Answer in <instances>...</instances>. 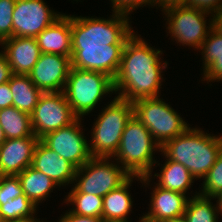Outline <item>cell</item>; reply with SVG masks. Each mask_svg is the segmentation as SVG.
<instances>
[{
  "mask_svg": "<svg viewBox=\"0 0 222 222\" xmlns=\"http://www.w3.org/2000/svg\"><path fill=\"white\" fill-rule=\"evenodd\" d=\"M218 199L217 200V204H218V209H219V212L221 213L220 215L222 216V192L219 194V195H217L216 197H215V199Z\"/></svg>",
  "mask_w": 222,
  "mask_h": 222,
  "instance_id": "ab89813d",
  "label": "cell"
},
{
  "mask_svg": "<svg viewBox=\"0 0 222 222\" xmlns=\"http://www.w3.org/2000/svg\"><path fill=\"white\" fill-rule=\"evenodd\" d=\"M161 146L150 131L134 116L128 120L123 131L119 148L114 157L131 176H140L143 184H148L152 176V166L156 163L153 152ZM119 160V161H118Z\"/></svg>",
  "mask_w": 222,
  "mask_h": 222,
  "instance_id": "3957f363",
  "label": "cell"
},
{
  "mask_svg": "<svg viewBox=\"0 0 222 222\" xmlns=\"http://www.w3.org/2000/svg\"><path fill=\"white\" fill-rule=\"evenodd\" d=\"M8 82L13 106L31 115L43 92L30 80L29 75L13 74Z\"/></svg>",
  "mask_w": 222,
  "mask_h": 222,
  "instance_id": "44dd1931",
  "label": "cell"
},
{
  "mask_svg": "<svg viewBox=\"0 0 222 222\" xmlns=\"http://www.w3.org/2000/svg\"><path fill=\"white\" fill-rule=\"evenodd\" d=\"M62 14L49 10L43 0H16L13 37H36Z\"/></svg>",
  "mask_w": 222,
  "mask_h": 222,
  "instance_id": "7c38bea8",
  "label": "cell"
},
{
  "mask_svg": "<svg viewBox=\"0 0 222 222\" xmlns=\"http://www.w3.org/2000/svg\"><path fill=\"white\" fill-rule=\"evenodd\" d=\"M185 5L206 11L212 15L222 11V0H187Z\"/></svg>",
  "mask_w": 222,
  "mask_h": 222,
  "instance_id": "d6a6232c",
  "label": "cell"
},
{
  "mask_svg": "<svg viewBox=\"0 0 222 222\" xmlns=\"http://www.w3.org/2000/svg\"><path fill=\"white\" fill-rule=\"evenodd\" d=\"M22 194V186L17 175L0 176V205L3 201L13 200Z\"/></svg>",
  "mask_w": 222,
  "mask_h": 222,
  "instance_id": "4dcf8cb0",
  "label": "cell"
},
{
  "mask_svg": "<svg viewBox=\"0 0 222 222\" xmlns=\"http://www.w3.org/2000/svg\"><path fill=\"white\" fill-rule=\"evenodd\" d=\"M17 176L20 179L23 193L36 207L49 196L51 190L58 186L50 177L31 166Z\"/></svg>",
  "mask_w": 222,
  "mask_h": 222,
  "instance_id": "603a6c76",
  "label": "cell"
},
{
  "mask_svg": "<svg viewBox=\"0 0 222 222\" xmlns=\"http://www.w3.org/2000/svg\"><path fill=\"white\" fill-rule=\"evenodd\" d=\"M113 12L129 15L130 12L144 5H155V0H110Z\"/></svg>",
  "mask_w": 222,
  "mask_h": 222,
  "instance_id": "1f68e13d",
  "label": "cell"
},
{
  "mask_svg": "<svg viewBox=\"0 0 222 222\" xmlns=\"http://www.w3.org/2000/svg\"><path fill=\"white\" fill-rule=\"evenodd\" d=\"M36 208L23 193L13 200L3 201L0 205V213L4 222H41L34 218Z\"/></svg>",
  "mask_w": 222,
  "mask_h": 222,
  "instance_id": "484cf974",
  "label": "cell"
},
{
  "mask_svg": "<svg viewBox=\"0 0 222 222\" xmlns=\"http://www.w3.org/2000/svg\"><path fill=\"white\" fill-rule=\"evenodd\" d=\"M150 212L142 216L139 222H163L181 216L186 211V195L155 186L151 193Z\"/></svg>",
  "mask_w": 222,
  "mask_h": 222,
  "instance_id": "ac0fdd59",
  "label": "cell"
},
{
  "mask_svg": "<svg viewBox=\"0 0 222 222\" xmlns=\"http://www.w3.org/2000/svg\"><path fill=\"white\" fill-rule=\"evenodd\" d=\"M109 161L110 157H92L77 168L74 181L78 183L74 184V188L80 193L104 197L124 184L131 175L123 167Z\"/></svg>",
  "mask_w": 222,
  "mask_h": 222,
  "instance_id": "ba28073f",
  "label": "cell"
},
{
  "mask_svg": "<svg viewBox=\"0 0 222 222\" xmlns=\"http://www.w3.org/2000/svg\"><path fill=\"white\" fill-rule=\"evenodd\" d=\"M203 180V187H201L203 189L202 193H199L200 195L214 199L222 192V151Z\"/></svg>",
  "mask_w": 222,
  "mask_h": 222,
  "instance_id": "f1b7e54d",
  "label": "cell"
},
{
  "mask_svg": "<svg viewBox=\"0 0 222 222\" xmlns=\"http://www.w3.org/2000/svg\"><path fill=\"white\" fill-rule=\"evenodd\" d=\"M0 126L6 139L35 136L31 125V115L14 106L0 109Z\"/></svg>",
  "mask_w": 222,
  "mask_h": 222,
  "instance_id": "d4e9b609",
  "label": "cell"
},
{
  "mask_svg": "<svg viewBox=\"0 0 222 222\" xmlns=\"http://www.w3.org/2000/svg\"><path fill=\"white\" fill-rule=\"evenodd\" d=\"M68 104L77 118L87 115L100 99L114 93L113 79L101 72L71 67L64 89Z\"/></svg>",
  "mask_w": 222,
  "mask_h": 222,
  "instance_id": "8992f818",
  "label": "cell"
},
{
  "mask_svg": "<svg viewBox=\"0 0 222 222\" xmlns=\"http://www.w3.org/2000/svg\"><path fill=\"white\" fill-rule=\"evenodd\" d=\"M59 222H105L102 218L87 217L73 214L70 211L63 215Z\"/></svg>",
  "mask_w": 222,
  "mask_h": 222,
  "instance_id": "e575fe53",
  "label": "cell"
},
{
  "mask_svg": "<svg viewBox=\"0 0 222 222\" xmlns=\"http://www.w3.org/2000/svg\"><path fill=\"white\" fill-rule=\"evenodd\" d=\"M124 46L72 49L71 67L101 72L114 79L120 66Z\"/></svg>",
  "mask_w": 222,
  "mask_h": 222,
  "instance_id": "5bb4252c",
  "label": "cell"
},
{
  "mask_svg": "<svg viewBox=\"0 0 222 222\" xmlns=\"http://www.w3.org/2000/svg\"><path fill=\"white\" fill-rule=\"evenodd\" d=\"M39 138L6 139L0 146V175H18L31 166Z\"/></svg>",
  "mask_w": 222,
  "mask_h": 222,
  "instance_id": "9a60e30c",
  "label": "cell"
},
{
  "mask_svg": "<svg viewBox=\"0 0 222 222\" xmlns=\"http://www.w3.org/2000/svg\"><path fill=\"white\" fill-rule=\"evenodd\" d=\"M41 53L72 56L71 16L62 14L36 37Z\"/></svg>",
  "mask_w": 222,
  "mask_h": 222,
  "instance_id": "d6986e66",
  "label": "cell"
},
{
  "mask_svg": "<svg viewBox=\"0 0 222 222\" xmlns=\"http://www.w3.org/2000/svg\"><path fill=\"white\" fill-rule=\"evenodd\" d=\"M160 174L154 176L159 177L156 185L160 188L175 191L186 195L188 188L194 182V176L182 164L166 159Z\"/></svg>",
  "mask_w": 222,
  "mask_h": 222,
  "instance_id": "cb8c5ba5",
  "label": "cell"
},
{
  "mask_svg": "<svg viewBox=\"0 0 222 222\" xmlns=\"http://www.w3.org/2000/svg\"><path fill=\"white\" fill-rule=\"evenodd\" d=\"M213 30L222 36V11L211 15Z\"/></svg>",
  "mask_w": 222,
  "mask_h": 222,
  "instance_id": "8d00e7d4",
  "label": "cell"
},
{
  "mask_svg": "<svg viewBox=\"0 0 222 222\" xmlns=\"http://www.w3.org/2000/svg\"><path fill=\"white\" fill-rule=\"evenodd\" d=\"M187 0H155V6L159 4L158 6L163 9L171 6H176V5H185Z\"/></svg>",
  "mask_w": 222,
  "mask_h": 222,
  "instance_id": "74e56055",
  "label": "cell"
},
{
  "mask_svg": "<svg viewBox=\"0 0 222 222\" xmlns=\"http://www.w3.org/2000/svg\"><path fill=\"white\" fill-rule=\"evenodd\" d=\"M133 33L126 41L120 66L113 79L114 91L121 98L134 102L142 98L160 97L162 72L167 62L161 63L160 49H154ZM139 37V38H138Z\"/></svg>",
  "mask_w": 222,
  "mask_h": 222,
  "instance_id": "6da1fadb",
  "label": "cell"
},
{
  "mask_svg": "<svg viewBox=\"0 0 222 222\" xmlns=\"http://www.w3.org/2000/svg\"><path fill=\"white\" fill-rule=\"evenodd\" d=\"M160 151L165 158L184 165L197 178H204L222 151V136H211L197 128H188L168 140Z\"/></svg>",
  "mask_w": 222,
  "mask_h": 222,
  "instance_id": "7a4b0ae2",
  "label": "cell"
},
{
  "mask_svg": "<svg viewBox=\"0 0 222 222\" xmlns=\"http://www.w3.org/2000/svg\"><path fill=\"white\" fill-rule=\"evenodd\" d=\"M80 119L82 118H77L70 125L49 132L40 139L48 148L76 168L82 167L92 158L89 144L81 130Z\"/></svg>",
  "mask_w": 222,
  "mask_h": 222,
  "instance_id": "8fae6325",
  "label": "cell"
},
{
  "mask_svg": "<svg viewBox=\"0 0 222 222\" xmlns=\"http://www.w3.org/2000/svg\"><path fill=\"white\" fill-rule=\"evenodd\" d=\"M13 75L11 67L2 52H0V84L6 83Z\"/></svg>",
  "mask_w": 222,
  "mask_h": 222,
  "instance_id": "d590c367",
  "label": "cell"
},
{
  "mask_svg": "<svg viewBox=\"0 0 222 222\" xmlns=\"http://www.w3.org/2000/svg\"><path fill=\"white\" fill-rule=\"evenodd\" d=\"M163 222H188V220H187L185 214H183L181 216H178V217H175L173 219H169V220H166Z\"/></svg>",
  "mask_w": 222,
  "mask_h": 222,
  "instance_id": "f35d334b",
  "label": "cell"
},
{
  "mask_svg": "<svg viewBox=\"0 0 222 222\" xmlns=\"http://www.w3.org/2000/svg\"><path fill=\"white\" fill-rule=\"evenodd\" d=\"M162 11L167 17L166 29L169 31L167 33H170L176 42L197 49L201 48L203 41L213 28L212 19L209 21V26L205 20L210 13L186 5L171 6Z\"/></svg>",
  "mask_w": 222,
  "mask_h": 222,
  "instance_id": "9c48e42d",
  "label": "cell"
},
{
  "mask_svg": "<svg viewBox=\"0 0 222 222\" xmlns=\"http://www.w3.org/2000/svg\"><path fill=\"white\" fill-rule=\"evenodd\" d=\"M0 45L13 74L28 75L41 56L35 37H11Z\"/></svg>",
  "mask_w": 222,
  "mask_h": 222,
  "instance_id": "e0dca14e",
  "label": "cell"
},
{
  "mask_svg": "<svg viewBox=\"0 0 222 222\" xmlns=\"http://www.w3.org/2000/svg\"><path fill=\"white\" fill-rule=\"evenodd\" d=\"M6 138L4 136L3 130L0 126V146L5 142Z\"/></svg>",
  "mask_w": 222,
  "mask_h": 222,
  "instance_id": "60d3db41",
  "label": "cell"
},
{
  "mask_svg": "<svg viewBox=\"0 0 222 222\" xmlns=\"http://www.w3.org/2000/svg\"><path fill=\"white\" fill-rule=\"evenodd\" d=\"M13 106V96L9 82L0 84V109Z\"/></svg>",
  "mask_w": 222,
  "mask_h": 222,
  "instance_id": "836d02e7",
  "label": "cell"
},
{
  "mask_svg": "<svg viewBox=\"0 0 222 222\" xmlns=\"http://www.w3.org/2000/svg\"><path fill=\"white\" fill-rule=\"evenodd\" d=\"M110 19L71 16L72 49L125 45L134 33L126 14L115 13Z\"/></svg>",
  "mask_w": 222,
  "mask_h": 222,
  "instance_id": "277c9868",
  "label": "cell"
},
{
  "mask_svg": "<svg viewBox=\"0 0 222 222\" xmlns=\"http://www.w3.org/2000/svg\"><path fill=\"white\" fill-rule=\"evenodd\" d=\"M185 216L188 222H217L219 212L218 204L212 206L211 197H205L196 193L189 198Z\"/></svg>",
  "mask_w": 222,
  "mask_h": 222,
  "instance_id": "83f0119b",
  "label": "cell"
},
{
  "mask_svg": "<svg viewBox=\"0 0 222 222\" xmlns=\"http://www.w3.org/2000/svg\"><path fill=\"white\" fill-rule=\"evenodd\" d=\"M133 115L130 101L115 97L98 116L91 133L89 145L92 157H110L117 152L123 131Z\"/></svg>",
  "mask_w": 222,
  "mask_h": 222,
  "instance_id": "5b68a950",
  "label": "cell"
},
{
  "mask_svg": "<svg viewBox=\"0 0 222 222\" xmlns=\"http://www.w3.org/2000/svg\"><path fill=\"white\" fill-rule=\"evenodd\" d=\"M162 100L151 97L132 102L133 115L150 131L160 146L189 128L184 119Z\"/></svg>",
  "mask_w": 222,
  "mask_h": 222,
  "instance_id": "52a82bcc",
  "label": "cell"
},
{
  "mask_svg": "<svg viewBox=\"0 0 222 222\" xmlns=\"http://www.w3.org/2000/svg\"><path fill=\"white\" fill-rule=\"evenodd\" d=\"M70 69V57L41 53L28 75L42 92H63Z\"/></svg>",
  "mask_w": 222,
  "mask_h": 222,
  "instance_id": "4fadbf2b",
  "label": "cell"
},
{
  "mask_svg": "<svg viewBox=\"0 0 222 222\" xmlns=\"http://www.w3.org/2000/svg\"><path fill=\"white\" fill-rule=\"evenodd\" d=\"M76 119L64 92H43L31 114V125L34 135L41 139Z\"/></svg>",
  "mask_w": 222,
  "mask_h": 222,
  "instance_id": "30bf717a",
  "label": "cell"
},
{
  "mask_svg": "<svg viewBox=\"0 0 222 222\" xmlns=\"http://www.w3.org/2000/svg\"><path fill=\"white\" fill-rule=\"evenodd\" d=\"M199 50L204 59V81H222V36L212 29Z\"/></svg>",
  "mask_w": 222,
  "mask_h": 222,
  "instance_id": "7402d4cb",
  "label": "cell"
},
{
  "mask_svg": "<svg viewBox=\"0 0 222 222\" xmlns=\"http://www.w3.org/2000/svg\"><path fill=\"white\" fill-rule=\"evenodd\" d=\"M75 207L70 209L73 214L102 218L103 197L87 193H80L74 187L65 199Z\"/></svg>",
  "mask_w": 222,
  "mask_h": 222,
  "instance_id": "4316f807",
  "label": "cell"
},
{
  "mask_svg": "<svg viewBox=\"0 0 222 222\" xmlns=\"http://www.w3.org/2000/svg\"><path fill=\"white\" fill-rule=\"evenodd\" d=\"M31 167L43 172L59 187L72 184L77 169L68 160L48 148L41 140L36 145Z\"/></svg>",
  "mask_w": 222,
  "mask_h": 222,
  "instance_id": "2e32d148",
  "label": "cell"
},
{
  "mask_svg": "<svg viewBox=\"0 0 222 222\" xmlns=\"http://www.w3.org/2000/svg\"><path fill=\"white\" fill-rule=\"evenodd\" d=\"M0 222H4V221H3V218H2V216H1V213H0Z\"/></svg>",
  "mask_w": 222,
  "mask_h": 222,
  "instance_id": "b9f144b4",
  "label": "cell"
},
{
  "mask_svg": "<svg viewBox=\"0 0 222 222\" xmlns=\"http://www.w3.org/2000/svg\"><path fill=\"white\" fill-rule=\"evenodd\" d=\"M134 178L139 180L140 176H131L124 184L103 197L102 219L105 222L129 221L127 216L132 211L133 201L128 189Z\"/></svg>",
  "mask_w": 222,
  "mask_h": 222,
  "instance_id": "ffe728a7",
  "label": "cell"
},
{
  "mask_svg": "<svg viewBox=\"0 0 222 222\" xmlns=\"http://www.w3.org/2000/svg\"><path fill=\"white\" fill-rule=\"evenodd\" d=\"M16 0H0V43L13 37V10Z\"/></svg>",
  "mask_w": 222,
  "mask_h": 222,
  "instance_id": "f546056e",
  "label": "cell"
}]
</instances>
